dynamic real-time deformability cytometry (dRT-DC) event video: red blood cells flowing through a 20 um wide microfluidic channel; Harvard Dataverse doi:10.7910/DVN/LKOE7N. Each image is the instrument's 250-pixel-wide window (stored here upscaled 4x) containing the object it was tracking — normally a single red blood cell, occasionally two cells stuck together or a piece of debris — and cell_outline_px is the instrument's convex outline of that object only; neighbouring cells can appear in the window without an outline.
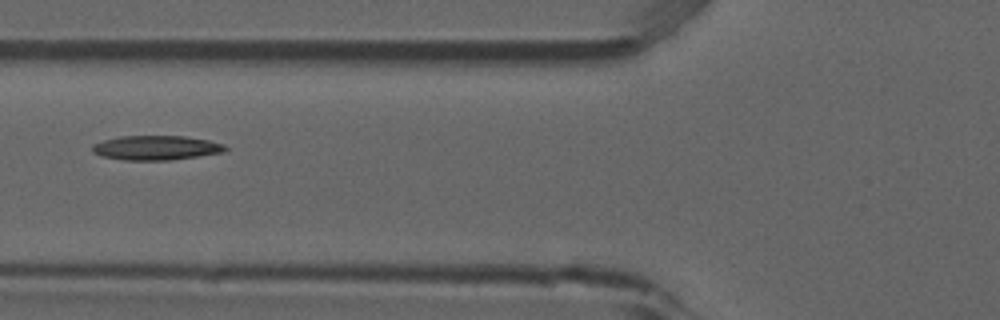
{"species": "common noctule bat (a hibernating species)", "species_latin": "Nyctalus noctula", "temperature_condition": "room temperature", "stored_images_in_passage": 4, "camera_frame_rate_fps": 3000, "um_per_image_px": 0.085, "animal": {"sex": "male", "forearm_length_mm": 52.5}, "frame": {"image": 1, "passage_image": 4, "time_ms": 1.0, "image_size_px": [1000, 320], "cell_outline_px": [[228, 148], [224, 152], [172, 160], [124, 160], [100, 156], [92, 152], [92, 144], [104, 140], [120, 136], [184, 136], [208, 140], [224, 144]], "centroid_in_image_um": [13.26, 12.56], "position_along_channel_um": 112.5, "area_um2": 19.02}}